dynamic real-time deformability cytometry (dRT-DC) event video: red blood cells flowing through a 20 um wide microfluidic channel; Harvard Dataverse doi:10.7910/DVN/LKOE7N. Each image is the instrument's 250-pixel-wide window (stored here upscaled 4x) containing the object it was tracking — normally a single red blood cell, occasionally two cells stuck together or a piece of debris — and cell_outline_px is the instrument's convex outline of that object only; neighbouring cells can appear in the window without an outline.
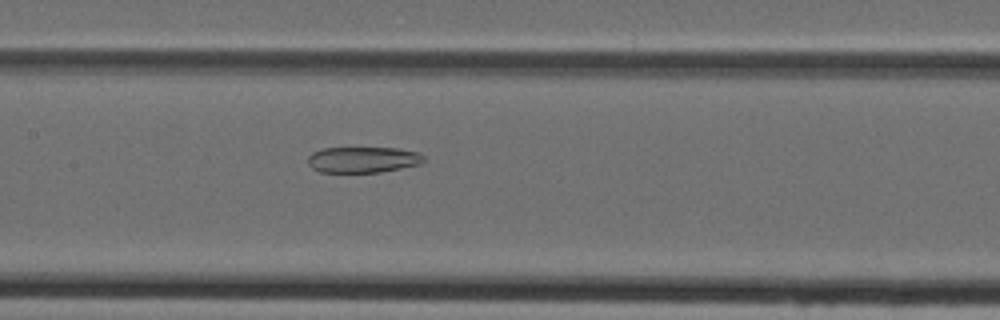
{"species": "Egyptian fruit bat (a non-hibernating species)", "species_latin": "Rousettus aegyptiacus", "temperature_condition": "cold", "stored_images_in_passage": 48, "camera_frame_rate_fps": 3000, "um_per_image_px": 0.085, "animal": {"sex": "female"}, "frame": {"image": 1, "passage_image": 23, "time_ms": 7.333, "image_size_px": [1000, 320], "cell_outline_px": [[424, 160], [420, 164], [380, 172], [320, 172], [312, 168], [308, 164], [308, 156], [312, 152], [324, 148], [396, 148], [416, 152], [424, 156]], "centroid_in_image_um": [30.81, 13.57], "position_along_channel_um": 176.6, "area_um2": 17.4}}
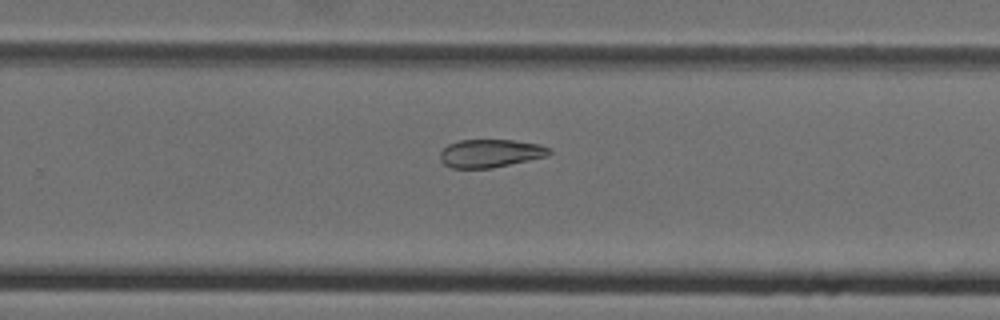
{"frame": {"image": 2, "passage_image": 31, "time_ms": 10.0, "image_size_px": [1000, 320], "cell_outline_px": [[552, 152], [548, 156], [492, 168], [452, 168], [444, 164], [440, 160], [440, 152], [448, 144], [460, 140], [512, 140], [540, 144], [552, 148]], "centroid_in_image_um": [41.71, 13.03], "position_along_channel_um": 288.1, "area_um2": 17.98}}
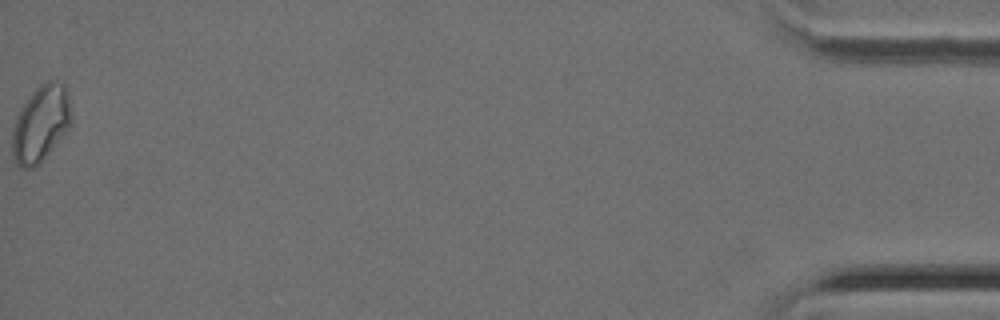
{"frame": {"image": 3, "passage_image": 48, "time_ms": 15.667, "image_size_px": [1000, 320], "cell_outline_px": [[72, 124], [40, 164], [32, 168], [20, 168], [16, 164], [12, 156], [12, 132], [20, 108], [32, 92], [40, 84], [48, 80], [52, 80], [64, 84], [68, 92], [72, 116]], "centroid_in_image_um": [3.48, 10.52], "position_along_channel_um": 431.7, "area_um2": 26.47}}